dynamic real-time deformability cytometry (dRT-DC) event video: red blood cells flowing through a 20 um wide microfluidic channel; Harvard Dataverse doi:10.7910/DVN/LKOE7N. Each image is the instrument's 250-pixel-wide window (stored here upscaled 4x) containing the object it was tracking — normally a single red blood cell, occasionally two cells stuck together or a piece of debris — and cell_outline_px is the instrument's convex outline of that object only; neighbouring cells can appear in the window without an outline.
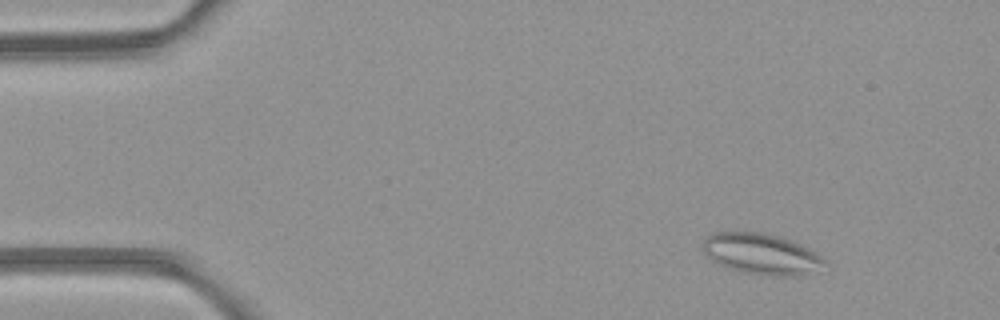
{"species": "common noctule bat (a hibernating species)", "species_latin": "Nyctalus noctula", "temperature_condition": "room temperature", "stored_images_in_passage": 44, "camera_frame_rate_fps": 3000, "um_per_image_px": 0.085, "animal": {"sex": "female", "body_mass_g": 21.9}, "frame": {"image": 1, "passage_image": 1, "time_ms": 0.0, "image_size_px": [1000, 320], "cell_outline_px": [[828, 264], [796, 276], [772, 276], [744, 272], [728, 268], [712, 260], [704, 252], [700, 244], [704, 236], [716, 232], [764, 232], [800, 244], [816, 252], [828, 260]], "centroid_in_image_um": [64.68, 21.57], "position_along_channel_um": 20.3, "area_um2": 28.96}}
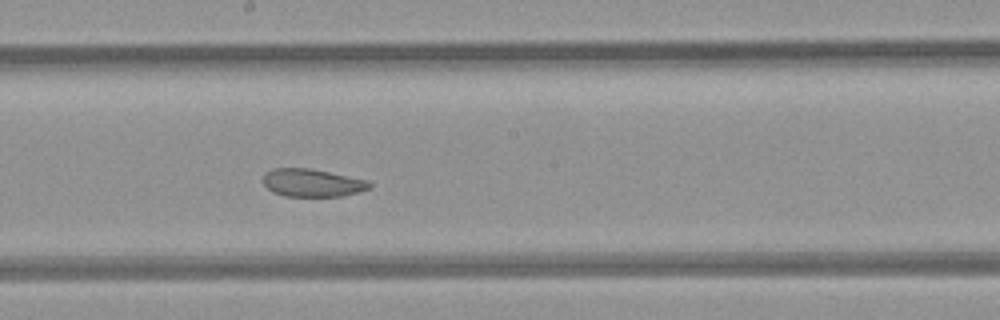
{"frame": {"image": 2, "passage_image": 22, "time_ms": 7.0, "image_size_px": [1000, 320], "cell_outline_px": [[372, 188], [360, 192], [344, 196], [284, 196], [272, 192], [260, 180], [264, 172], [272, 168], [312, 168], [368, 180], [372, 184]], "centroid_in_image_um": [26.53, 15.53], "position_along_channel_um": 221.7, "area_um2": 17.69}}
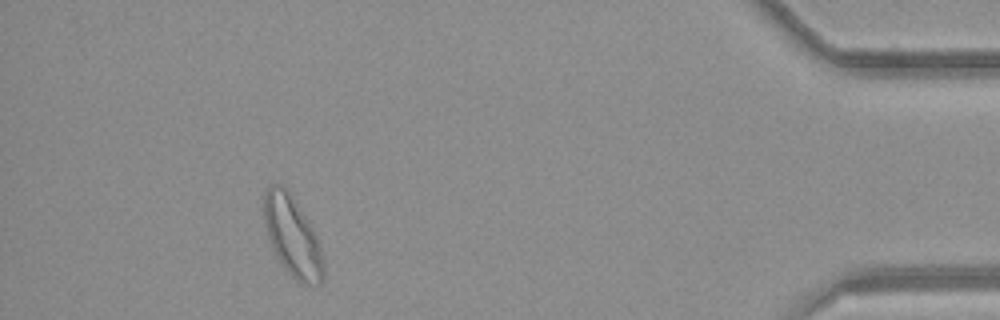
{"frame": {"image": 3, "passage_image": 40, "time_ms": 13.0, "image_size_px": [1000, 320], "cell_outline_px": [[324, 276], [320, 284], [300, 284], [284, 268], [276, 256], [268, 236], [264, 220], [264, 192], [272, 184], [280, 184], [288, 188], [312, 228], [316, 236], [320, 248], [324, 264]], "centroid_in_image_um": [24.85, 20.09], "position_along_channel_um": 410.3, "area_um2": 27.57}, "authors_computed_cell_mechanics": {"area_um2": 22.0796, "velocity_mm_per_s": 4.1998, "shape_relaxation_time_tau1_ms": null, "shape_relaxation_time_tau2_ms": 3.8048, "deformation_change_tau1": null, "deformation_change_tau2": 0.081}}